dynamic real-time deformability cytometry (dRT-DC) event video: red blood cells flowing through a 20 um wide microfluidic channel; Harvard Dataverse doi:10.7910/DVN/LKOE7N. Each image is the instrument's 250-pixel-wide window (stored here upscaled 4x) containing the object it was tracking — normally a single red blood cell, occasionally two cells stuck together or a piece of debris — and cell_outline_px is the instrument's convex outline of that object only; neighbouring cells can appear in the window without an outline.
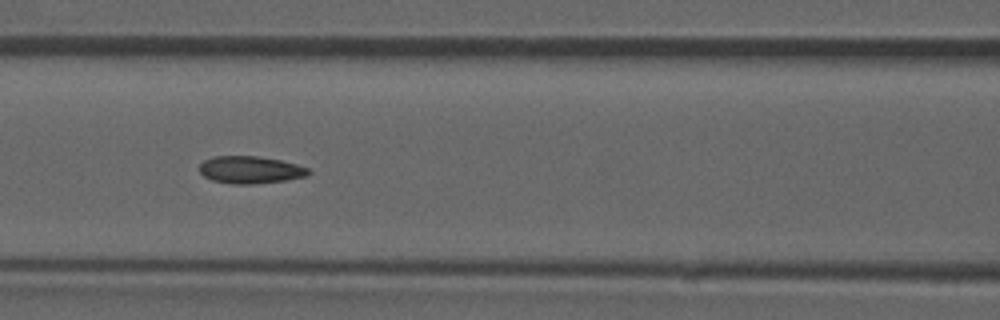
{"species": "common noctule bat (a hibernating species)", "species_latin": "Nyctalus noctula", "temperature_condition": "room temperature", "stored_images_in_passage": 53, "camera_frame_rate_fps": 3000, "um_per_image_px": 0.085, "animal": {"sex": "male", "forearm_length_mm": 52.5}, "frame": {"image": 1, "passage_image": 23, "time_ms": 7.333, "image_size_px": [1000, 320], "cell_outline_px": [[312, 172], [308, 176], [284, 180], [252, 184], [232, 184], [212, 180], [204, 176], [200, 172], [200, 164], [204, 160], [212, 156], [256, 156], [280, 160], [296, 164], [308, 168]], "centroid_in_image_um": [21.28, 14.43], "position_along_channel_um": 145.3, "area_um2": 17.34}, "authors_computed_cell_mechanics": {"area_um2": 17.2822, "velocity_mm_per_s": 3.8738, "shape_relaxation_time_tau1_ms": null, "shape_relaxation_time_tau2_ms": 2.8722, "deformation_change_tau1": null, "deformation_change_tau2": 0.0805}}